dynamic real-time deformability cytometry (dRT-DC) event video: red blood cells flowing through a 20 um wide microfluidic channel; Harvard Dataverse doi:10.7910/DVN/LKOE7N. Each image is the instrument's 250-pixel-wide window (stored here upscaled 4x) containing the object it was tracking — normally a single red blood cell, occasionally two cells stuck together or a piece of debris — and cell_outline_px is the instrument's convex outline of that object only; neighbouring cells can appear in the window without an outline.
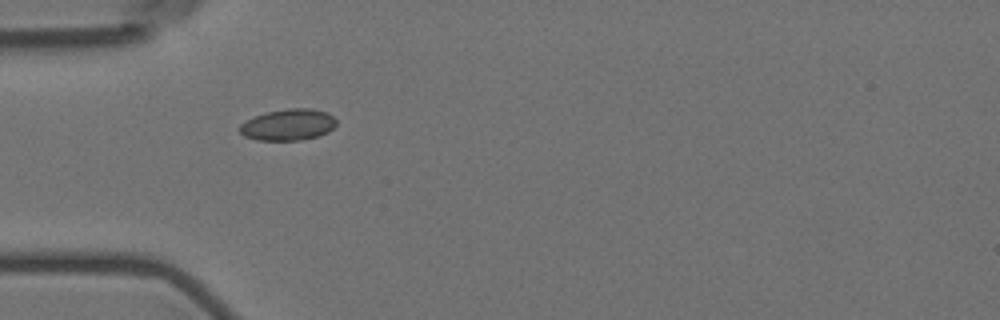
{"species": "Egyptian fruit bat (a non-hibernating species)", "species_latin": "Rousettus aegyptiacus", "temperature_condition": "room temperature", "stored_images_in_passage": 3, "camera_frame_rate_fps": 3000, "um_per_image_px": 0.085, "animal": {"sex": "female"}, "frame": {"image": 1, "passage_image": 1, "time_ms": 0.0, "image_size_px": [1000, 320], "cell_outline_px": [[336, 124], [328, 132], [316, 136], [300, 140], [256, 140], [244, 136], [240, 132], [240, 124], [256, 116], [268, 112], [288, 108], [312, 108], [328, 112], [336, 120]], "centroid_in_image_um": [24.51, 10.6], "position_along_channel_um": 60.5, "area_um2": 17.51}}
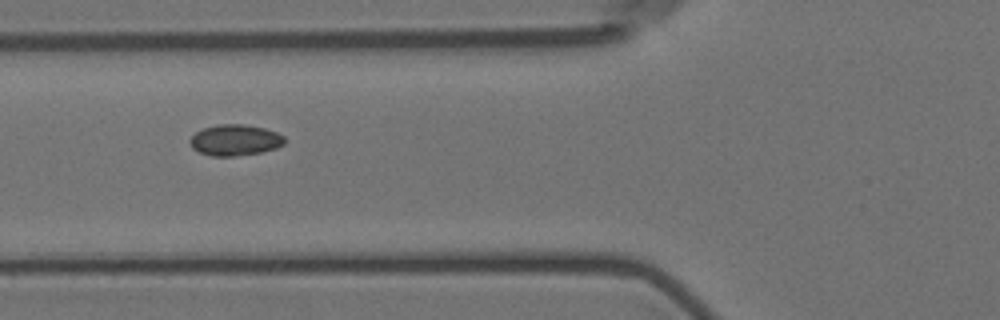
{"frame": {"image": 2, "passage_image": 2, "time_ms": 1.333, "image_size_px": [1000, 320], "cell_outline_px": [[284, 144], [276, 148], [260, 152], [232, 156], [212, 156], [200, 152], [192, 148], [188, 140], [196, 132], [204, 128], [220, 124], [244, 124], [264, 128], [276, 132], [284, 136]], "centroid_in_image_um": [19.97, 11.9], "position_along_channel_um": 105.8, "area_um2": 16.99}}
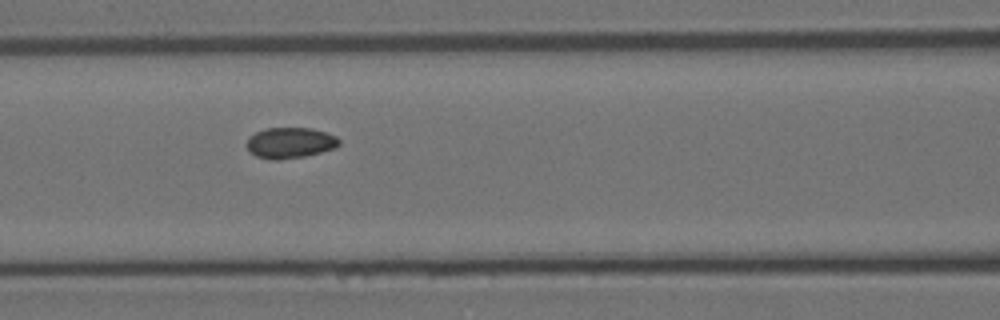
{"frame": {"image": 3, "passage_image": 3, "time_ms": 2.333, "image_size_px": [1000, 320], "cell_outline_px": [[340, 144], [336, 148], [304, 156], [280, 160], [272, 160], [256, 156], [244, 144], [248, 136], [264, 128], [312, 128], [336, 136], [340, 140]], "centroid_in_image_um": [24.63, 12.13], "position_along_channel_um": 142.0, "area_um2": 16.7}}